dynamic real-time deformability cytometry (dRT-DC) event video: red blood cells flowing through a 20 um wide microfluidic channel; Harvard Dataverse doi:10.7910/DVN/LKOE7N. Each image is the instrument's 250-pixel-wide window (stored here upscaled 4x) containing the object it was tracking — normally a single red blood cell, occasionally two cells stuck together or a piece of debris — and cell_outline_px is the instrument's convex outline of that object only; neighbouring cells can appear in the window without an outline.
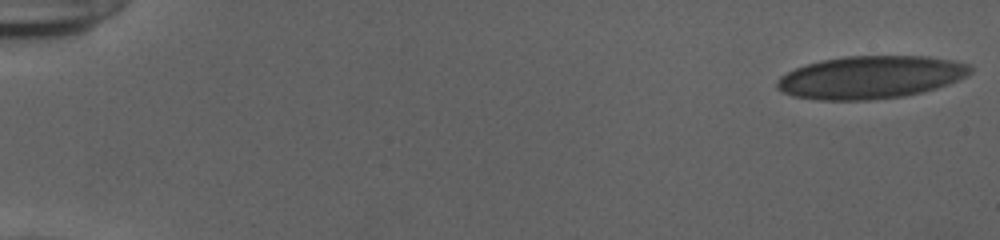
{"species": "human", "species_latin": "Homo sapiens", "temperature_condition": "cold", "stored_images_in_passage": 54, "camera_frame_rate_fps": 3000, "um_per_image_px": 0.085, "donor": {"sex": "female"}, "frame": {"image": 1, "passage_image": 1, "time_ms": 0.0, "image_size_px": [1000, 240], "cell_outline_px": [[972, 72], [968, 76], [948, 84], [936, 88], [904, 96], [868, 100], [820, 100], [792, 96], [776, 88], [776, 80], [780, 76], [804, 64], [820, 60], [844, 56], [928, 56], [952, 60], [972, 64]], "centroid_in_image_um": [74.0, 6.56], "position_along_channel_um": 11.0, "area_um2": 48.44}}
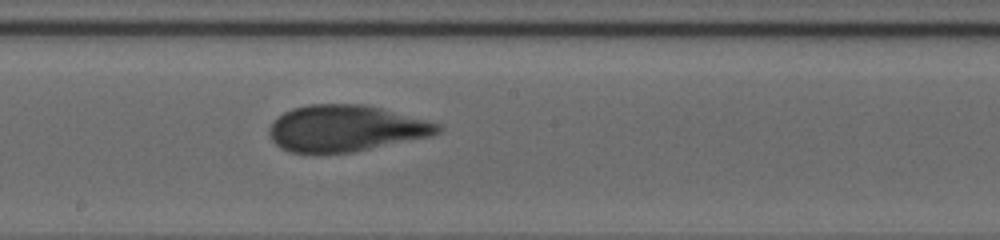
{"frame": {"image": 2, "passage_image": 31, "time_ms": 10.0, "image_size_px": [1000, 240], "cell_outline_px": [[444, 128], [440, 132], [432, 136], [352, 152], [316, 156], [288, 152], [280, 148], [272, 140], [268, 132], [268, 128], [284, 112], [292, 108], [308, 104], [364, 104], [444, 124]], "centroid_in_image_um": [29.38, 10.94], "position_along_channel_um": 218.8, "area_um2": 46.41}}
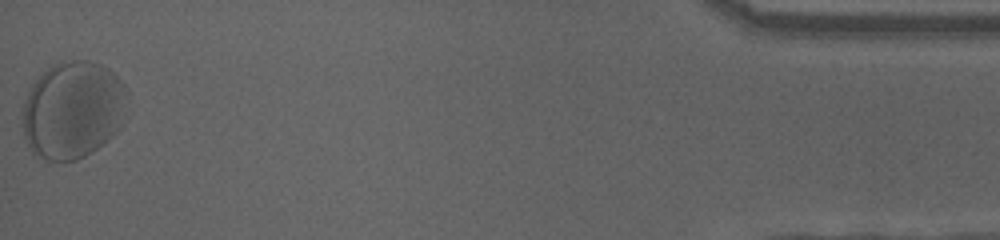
{"frame": {"image": 3, "passage_image": 54, "time_ms": 17.667, "image_size_px": [1000, 240], "cell_outline_px": [[128, 92], [120, 128], [108, 140], [92, 152], [76, 160], [48, 160], [32, 152], [24, 136], [20, 112], [24, 100], [32, 84], [52, 64], [72, 60], [88, 60], [104, 64], [128, 88]], "centroid_in_image_um": [6.18, 9.33], "position_along_channel_um": 429.0, "area_um2": 59.88}, "authors_computed_cell_mechanics": {"area_um2": 46.8469, "velocity_mm_per_s": 3.787, "shape_relaxation_time_tau1_ms": 3.5875, "shape_relaxation_time_tau2_ms": null, "deformation_change_tau1": 0.1276, "deformation_change_tau2": null}}